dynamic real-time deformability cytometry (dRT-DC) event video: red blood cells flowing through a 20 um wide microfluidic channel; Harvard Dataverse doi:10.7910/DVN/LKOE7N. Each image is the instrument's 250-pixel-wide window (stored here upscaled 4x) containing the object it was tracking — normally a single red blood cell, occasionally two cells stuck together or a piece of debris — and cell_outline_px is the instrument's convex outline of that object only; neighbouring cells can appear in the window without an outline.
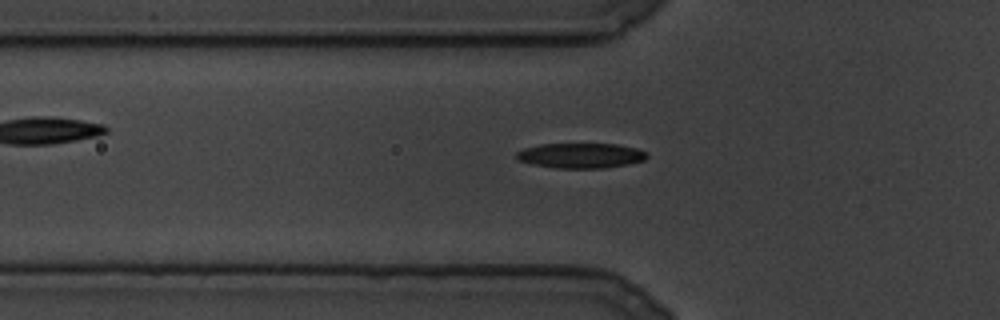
{"species": "common noctule bat (a hibernating species)", "species_latin": "Nyctalus noctula", "temperature_condition": "cold", "stored_images_in_passage": 84, "camera_frame_rate_fps": 3000, "um_per_image_px": 0.085, "animal": {"sex": "male", "body_mass_g": 19.5, "forearm_length_mm": 54.6}, "frame": {"image": 1, "passage_image": 17, "time_ms": 5.333, "image_size_px": [1000, 320], "cell_outline_px": [[648, 156], [644, 160], [628, 164], [604, 168], [552, 168], [532, 164], [516, 160], [516, 152], [524, 148], [540, 144], [616, 144], [636, 148], [648, 152]], "centroid_in_image_um": [49.35, 13.23], "position_along_channel_um": 76.5, "area_um2": 19.19}}
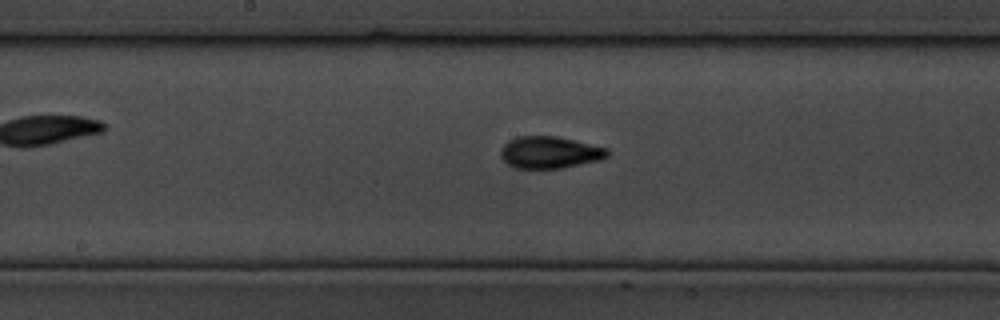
{"frame": {"image": 2, "passage_image": 38, "time_ms": 12.333, "image_size_px": [1000, 320], "cell_outline_px": [[608, 156], [600, 160], [564, 168], [516, 168], [508, 164], [500, 156], [500, 152], [504, 144], [508, 140], [516, 136], [556, 136], [608, 148]], "centroid_in_image_um": [46.72, 12.95], "position_along_channel_um": 201.5, "area_um2": 19.88}}
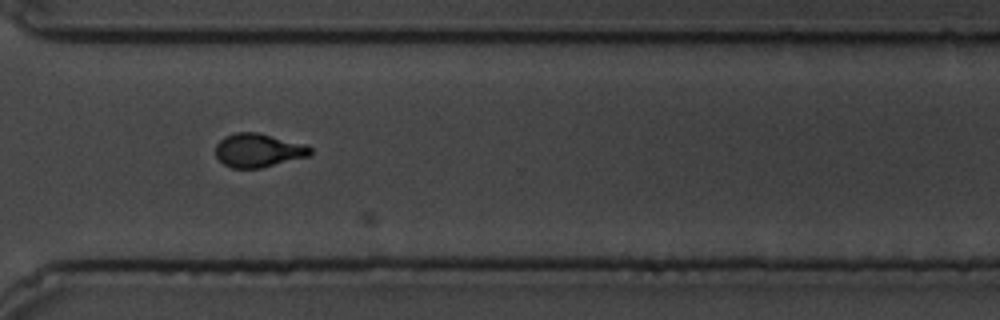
{"frame": {"image": 3, "passage_image": 63, "time_ms": 20.667, "image_size_px": [1000, 320], "cell_outline_px": [[312, 152], [308, 156], [260, 168], [232, 168], [224, 164], [216, 156], [216, 144], [224, 136], [236, 132], [256, 132], [308, 144], [312, 148]], "centroid_in_image_um": [21.97, 12.77], "position_along_channel_um": 348.6, "area_um2": 18.61}}